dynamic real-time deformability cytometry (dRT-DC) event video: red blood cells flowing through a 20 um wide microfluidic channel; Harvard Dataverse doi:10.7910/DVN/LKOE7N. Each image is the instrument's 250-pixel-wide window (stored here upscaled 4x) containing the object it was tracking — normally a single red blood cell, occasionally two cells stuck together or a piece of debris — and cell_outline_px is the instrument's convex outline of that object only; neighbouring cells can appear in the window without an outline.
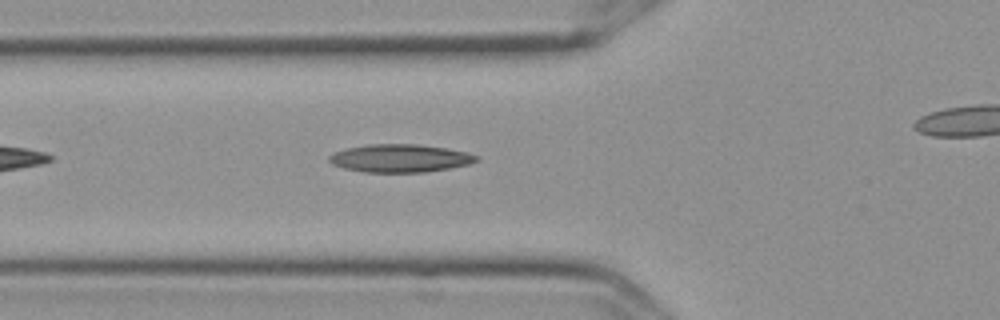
{"species": "Egyptian fruit bat (a non-hibernating species)", "species_latin": "Rousettus aegyptiacus", "temperature_condition": "cold", "stored_images_in_passage": 27, "camera_frame_rate_fps": 3000, "um_per_image_px": 0.085, "frame": {"image": 1, "passage_image": 6, "time_ms": 1.667, "image_size_px": [1000, 320], "cell_outline_px": [[480, 160], [468, 164], [448, 168], [424, 172], [364, 172], [344, 168], [332, 164], [328, 160], [328, 156], [332, 152], [348, 148], [368, 144], [416, 144], [448, 148], [468, 152], [480, 156]], "centroid_in_image_um": [34.01, 13.44], "position_along_channel_um": 91.8, "area_um2": 24.1}}
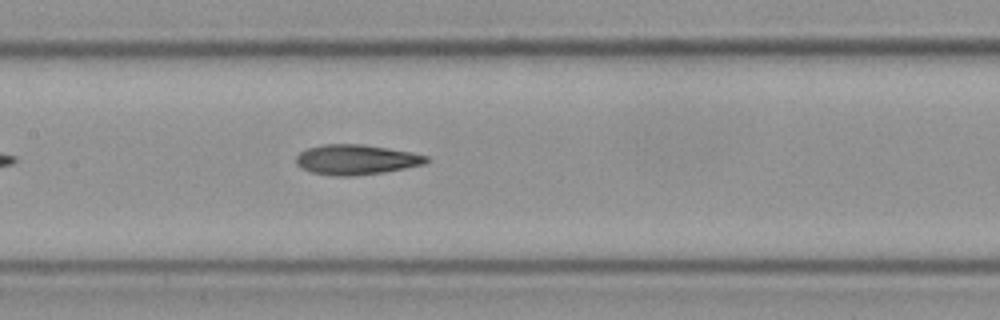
{"frame": {"image": 2, "passage_image": 13, "time_ms": 4.0, "image_size_px": [1000, 320], "cell_outline_px": [[428, 160], [424, 164], [384, 172], [352, 176], [336, 176], [312, 172], [300, 168], [296, 164], [296, 156], [300, 152], [308, 148], [324, 144], [364, 144], [412, 152], [428, 156]], "centroid_in_image_um": [30.25, 13.56], "position_along_channel_um": 177.1, "area_um2": 22.77}}
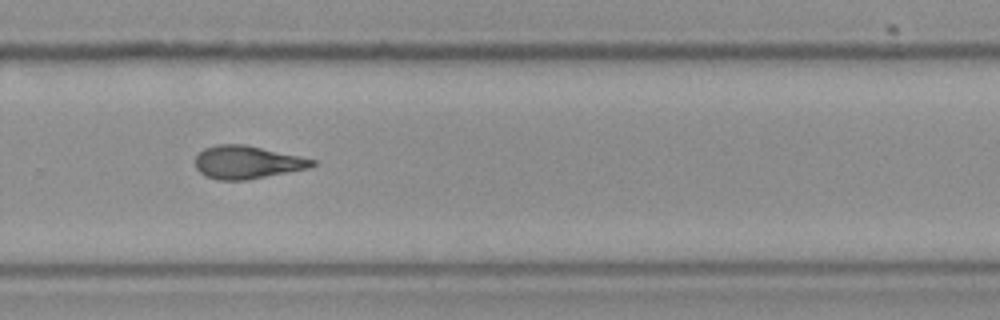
{"frame": {"image": 3, "passage_image": 24, "time_ms": 7.667, "image_size_px": [1000, 320], "cell_outline_px": [[316, 164], [308, 168], [244, 180], [220, 180], [204, 176], [196, 168], [196, 156], [204, 148], [216, 144], [244, 144], [300, 156], [316, 160]], "centroid_in_image_um": [20.98, 13.78], "position_along_channel_um": 308.8, "area_um2": 22.25}}